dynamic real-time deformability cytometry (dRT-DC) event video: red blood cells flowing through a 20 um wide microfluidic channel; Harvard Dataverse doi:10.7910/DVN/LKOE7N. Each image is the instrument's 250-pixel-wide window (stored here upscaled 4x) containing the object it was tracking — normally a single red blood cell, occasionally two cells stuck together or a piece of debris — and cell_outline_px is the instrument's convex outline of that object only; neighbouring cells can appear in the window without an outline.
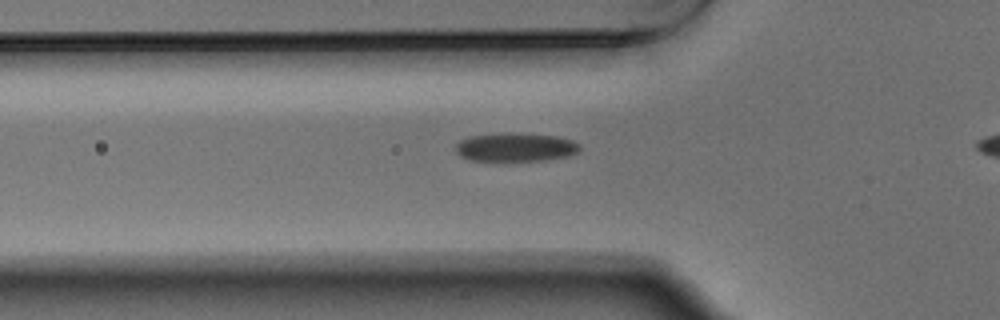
{"species": "Egyptian fruit bat (a non-hibernating species)", "species_latin": "Rousettus aegyptiacus", "temperature_condition": "warm", "stored_images_in_passage": 41, "camera_frame_rate_fps": 3000, "um_per_image_px": 0.085, "animal": {"sex": "male"}, "frame": {"image": 1, "passage_image": 12, "time_ms": 3.667, "image_size_px": [1000, 320], "cell_outline_px": [[580, 148], [576, 152], [568, 156], [544, 160], [472, 160], [460, 156], [456, 152], [456, 144], [460, 140], [472, 136], [504, 132], [556, 136], [572, 140], [580, 144]], "centroid_in_image_um": [43.82, 12.5], "position_along_channel_um": 82.0, "area_um2": 20.46}}
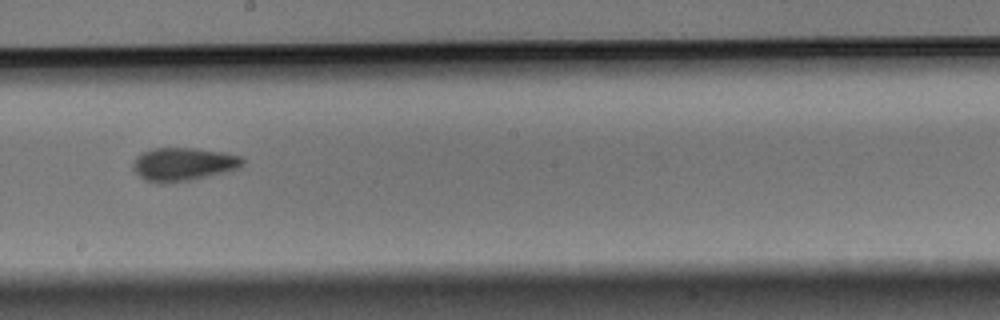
{"frame": {"image": 2, "passage_image": 24, "time_ms": 7.667, "image_size_px": [1000, 320], "cell_outline_px": [[244, 164], [240, 168], [192, 180], [164, 184], [160, 184], [144, 180], [132, 168], [132, 164], [136, 156], [152, 148], [196, 148], [224, 152], [240, 156], [244, 160]], "centroid_in_image_um": [15.57, 13.96], "position_along_channel_um": 232.6, "area_um2": 21.44}}
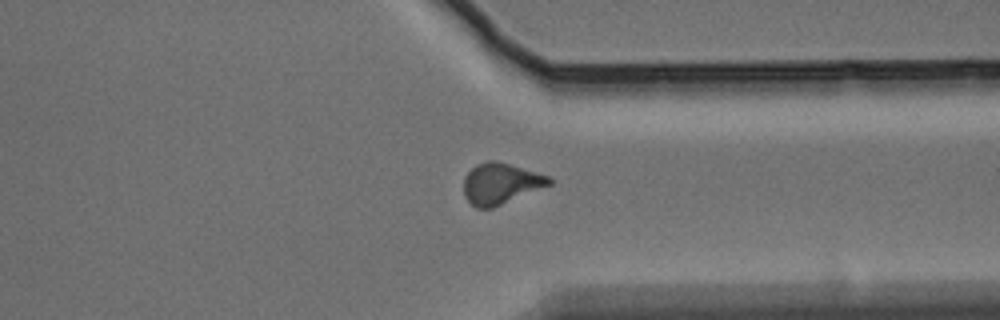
{"frame": {"image": 3, "passage_image": 35, "time_ms": 11.333, "image_size_px": [1000, 320], "cell_outline_px": [[552, 184], [492, 208], [476, 208], [464, 196], [464, 176], [476, 164], [488, 160], [496, 160], [548, 176], [552, 180]], "centroid_in_image_um": [42.53, 15.6], "position_along_channel_um": 368.9, "area_um2": 20.23}, "authors_computed_cell_mechanics": {"area_um2": 20.1144, "velocity_mm_per_s": 3.7379, "shape_relaxation_time_tau1_ms": 3.7264, "shape_relaxation_time_tau2_ms": 2.3842, "deformation_change_tau1": 0.1196, "deformation_change_tau2": 0.0858}}